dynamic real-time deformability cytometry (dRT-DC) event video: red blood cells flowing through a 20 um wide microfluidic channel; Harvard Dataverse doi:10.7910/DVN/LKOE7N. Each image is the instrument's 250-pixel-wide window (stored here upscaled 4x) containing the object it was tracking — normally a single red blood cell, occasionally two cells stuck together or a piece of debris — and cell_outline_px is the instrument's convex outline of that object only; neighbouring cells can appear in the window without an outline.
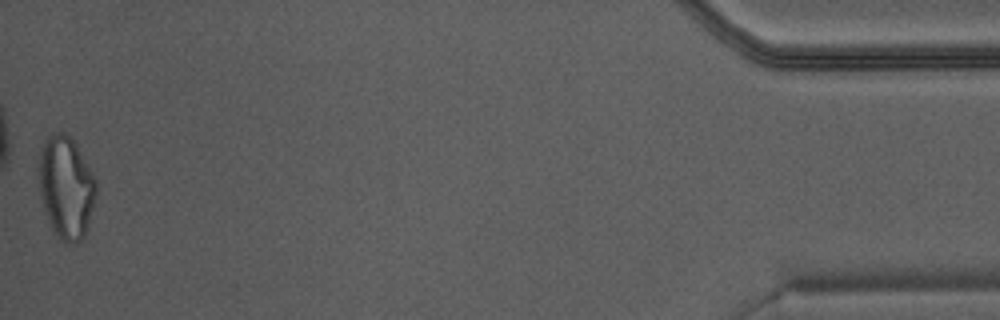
{"species": "Egyptian fruit bat (a non-hibernating species)", "species_latin": "Rousettus aegyptiacus", "temperature_condition": "warm", "stored_images_in_passage": 46, "camera_frame_rate_fps": 3000, "um_per_image_px": 0.085, "animal": {"sex": "male"}, "frame": {"image": 1, "passage_image": 46, "time_ms": 15.0, "image_size_px": [1000, 320], "cell_outline_px": [[96, 192], [88, 224], [84, 236], [80, 240], [72, 244], [64, 244], [48, 224], [44, 212], [36, 176], [36, 168], [40, 148], [44, 140], [48, 136], [56, 132], [64, 132], [76, 144], [92, 172], [96, 180]], "centroid_in_image_um": [5.55, 15.91], "position_along_channel_um": 429.6, "area_um2": 34.8}}